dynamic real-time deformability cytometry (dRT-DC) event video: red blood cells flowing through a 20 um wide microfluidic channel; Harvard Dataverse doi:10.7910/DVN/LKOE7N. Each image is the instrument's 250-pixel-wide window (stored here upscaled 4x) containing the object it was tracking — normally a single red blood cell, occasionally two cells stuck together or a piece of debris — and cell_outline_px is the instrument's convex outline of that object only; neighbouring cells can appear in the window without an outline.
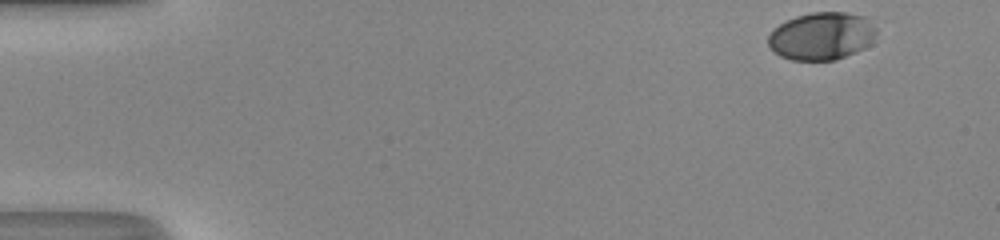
{"species": "human", "species_latin": "Homo sapiens", "temperature_condition": "room temperature", "stored_images_in_passage": 41, "camera_frame_rate_fps": 3000, "um_per_image_px": 0.085, "donor": {"sex": "male"}, "frame": {"image": 1, "passage_image": 1, "time_ms": 0.0, "image_size_px": [1000, 240], "cell_outline_px": [[876, 32], [872, 44], [864, 48], [844, 56], [832, 60], [792, 60], [780, 56], [768, 44], [768, 36], [780, 24], [796, 16], [812, 12], [844, 12], [864, 16], [876, 28]], "centroid_in_image_um": [69.86, 3.06], "position_along_channel_um": 15.1, "area_um2": 29.77}}
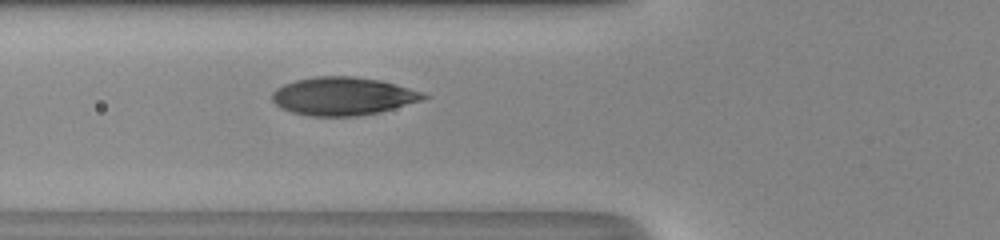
{"frame": {"image": 2, "passage_image": 17, "time_ms": 5.333, "image_size_px": [1000, 240], "cell_outline_px": [[428, 96], [420, 100], [380, 112], [356, 116], [312, 116], [292, 112], [280, 108], [272, 100], [272, 92], [276, 88], [284, 84], [296, 80], [316, 76], [352, 76], [380, 80], [396, 84], [424, 92]], "centroid_in_image_um": [29.12, 8.17], "position_along_channel_um": 96.7, "area_um2": 33.47}}
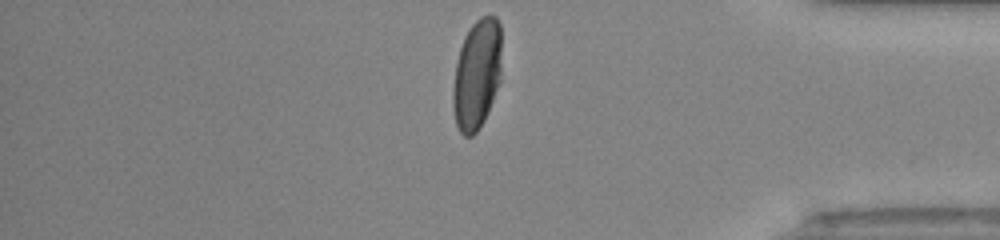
{"frame": {"image": 3, "passage_image": 40, "time_ms": 13.0, "image_size_px": [1000, 240], "cell_outline_px": [[500, 80], [484, 120], [476, 132], [472, 136], [464, 136], [460, 132], [456, 124], [452, 104], [452, 92], [456, 64], [460, 48], [464, 36], [472, 24], [480, 16], [496, 16], [500, 24]], "centroid_in_image_um": [40.51, 6.31], "position_along_channel_um": 394.7, "area_um2": 31.04}, "authors_computed_cell_mechanics": {"area_um2": 33.1194, "velocity_mm_per_s": 4.2057, "shape_relaxation_time_tau1_ms": 4.3758, "shape_relaxation_time_tau2_ms": null, "deformation_change_tau1": 0.1948, "deformation_change_tau2": null}}